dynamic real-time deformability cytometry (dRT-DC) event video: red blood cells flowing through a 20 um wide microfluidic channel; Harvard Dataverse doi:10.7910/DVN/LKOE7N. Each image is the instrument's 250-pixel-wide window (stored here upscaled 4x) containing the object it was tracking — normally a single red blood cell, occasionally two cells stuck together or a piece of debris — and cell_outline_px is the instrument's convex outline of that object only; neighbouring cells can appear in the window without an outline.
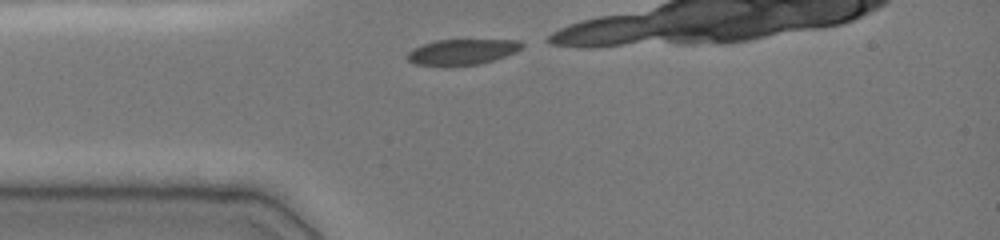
{"species": "common noctule bat (a hibernating species)", "species_latin": "Nyctalus noctula", "temperature_condition": "cold", "stored_images_in_passage": 5, "camera_frame_rate_fps": 3000, "um_per_image_px": 0.085, "animal": {"sex": "female", "body_mass_g": 19.0, "forearm_length_mm": 51.5}, "frame": {"image": 1, "passage_image": 1, "time_ms": 0.0, "image_size_px": [1000, 240], "cell_outline_px": [[524, 44], [516, 52], [480, 64], [412, 64], [404, 56], [412, 48], [436, 40], [520, 40]], "centroid_in_image_um": [39.26, 4.38], "position_along_channel_um": 45.7, "area_um2": 16.65}}